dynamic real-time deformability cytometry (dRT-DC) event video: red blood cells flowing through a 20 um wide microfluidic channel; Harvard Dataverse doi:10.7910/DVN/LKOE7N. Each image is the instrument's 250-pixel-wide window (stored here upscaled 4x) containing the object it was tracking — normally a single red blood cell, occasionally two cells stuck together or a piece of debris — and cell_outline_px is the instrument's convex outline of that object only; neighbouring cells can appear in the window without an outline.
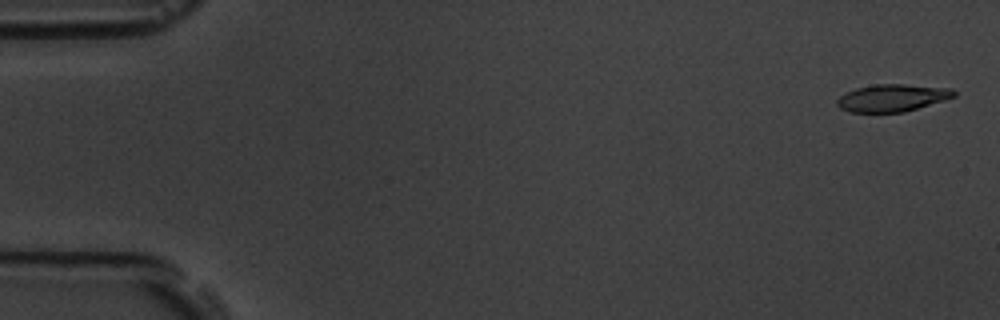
{"species": "common noctule bat (a hibernating species)", "species_latin": "Nyctalus noctula", "temperature_condition": "room temperature", "stored_images_in_passage": 6, "segment_of_instrument_passage": [2, 2], "camera_frame_rate_fps": 3000, "um_per_image_px": 0.085, "animal": {"sex": "male", "body_mass_g": 19.5, "forearm_length_mm": 54.6}, "frame": {"image": 1, "passage_image": 6, "time_ms": 6.667, "image_size_px": [1000, 320], "cell_outline_px": [[956, 96], [944, 100], [904, 112], [848, 112], [840, 108], [836, 104], [836, 100], [840, 96], [856, 88], [872, 84], [904, 84], [952, 88], [956, 92]], "centroid_in_image_um": [75.84, 8.31], "position_along_channel_um": 9.2, "area_um2": 18.61}}